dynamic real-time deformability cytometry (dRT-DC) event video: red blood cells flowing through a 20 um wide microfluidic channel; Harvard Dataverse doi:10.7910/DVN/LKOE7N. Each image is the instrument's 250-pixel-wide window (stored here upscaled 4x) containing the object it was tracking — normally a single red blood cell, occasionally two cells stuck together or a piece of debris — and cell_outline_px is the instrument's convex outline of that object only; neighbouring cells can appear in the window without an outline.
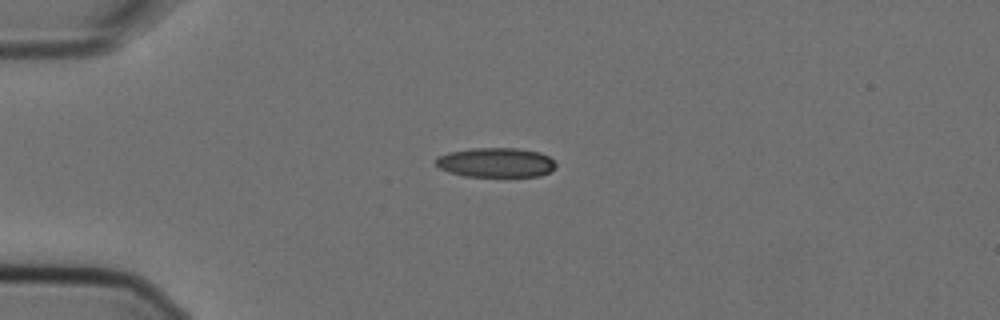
{"species": "Egyptian fruit bat (a non-hibernating species)", "species_latin": "Rousettus aegyptiacus", "temperature_condition": "cold", "stored_images_in_passage": 3, "camera_frame_rate_fps": 3000, "um_per_image_px": 0.085, "animal": {"sex": "female"}, "frame": {"image": 1, "passage_image": 3, "time_ms": 0.667, "image_size_px": [1000, 320], "cell_outline_px": [[556, 164], [548, 172], [540, 176], [464, 176], [448, 172], [440, 168], [436, 164], [436, 156], [448, 152], [472, 148], [516, 148], [540, 152], [548, 156]], "centroid_in_image_um": [42.11, 13.8], "position_along_channel_um": 42.9, "area_um2": 20.58}}